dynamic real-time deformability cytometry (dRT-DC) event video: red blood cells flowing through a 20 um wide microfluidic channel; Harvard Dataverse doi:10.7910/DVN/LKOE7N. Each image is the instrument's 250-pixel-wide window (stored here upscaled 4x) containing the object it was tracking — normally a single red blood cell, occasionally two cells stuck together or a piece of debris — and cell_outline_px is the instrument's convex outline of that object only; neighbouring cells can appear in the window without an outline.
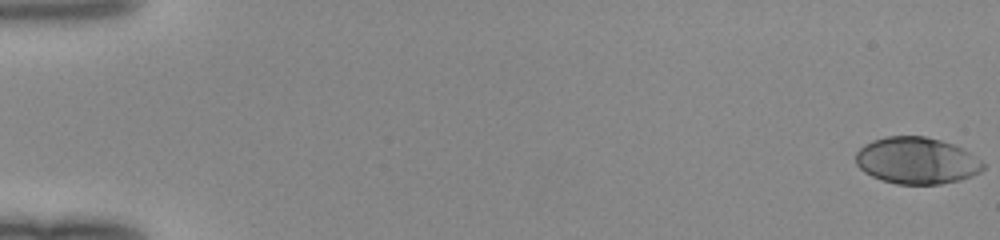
{"species": "human", "species_latin": "Homo sapiens", "temperature_condition": "room temperature", "stored_images_in_passage": 13, "camera_frame_rate_fps": 3000, "um_per_image_px": 0.085, "donor": {"sex": "female"}, "frame": {"image": 1, "passage_image": 1, "time_ms": 0.0, "image_size_px": [1000, 240], "cell_outline_px": [[984, 168], [980, 172], [972, 176], [960, 180], [940, 184], [896, 184], [880, 180], [864, 172], [856, 164], [856, 152], [864, 144], [872, 140], [888, 136], [924, 136], [940, 140], [952, 144], [968, 152], [980, 160], [984, 164]], "centroid_in_image_um": [77.89, 13.66], "position_along_channel_um": 7.1, "area_um2": 34.62}}
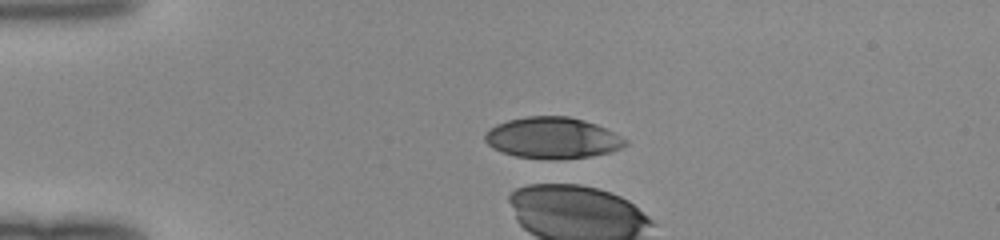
{"frame": {"image": 2, "passage_image": 13, "time_ms": 4.0, "image_size_px": [1000, 240], "cell_outline_px": [[628, 144], [620, 148], [608, 152], [592, 156], [516, 156], [492, 148], [484, 140], [484, 136], [488, 128], [496, 124], [508, 120], [528, 116], [568, 116], [584, 120], [596, 124], [628, 140]], "centroid_in_image_um": [46.93, 11.66], "position_along_channel_um": 38.1, "area_um2": 32.6}}